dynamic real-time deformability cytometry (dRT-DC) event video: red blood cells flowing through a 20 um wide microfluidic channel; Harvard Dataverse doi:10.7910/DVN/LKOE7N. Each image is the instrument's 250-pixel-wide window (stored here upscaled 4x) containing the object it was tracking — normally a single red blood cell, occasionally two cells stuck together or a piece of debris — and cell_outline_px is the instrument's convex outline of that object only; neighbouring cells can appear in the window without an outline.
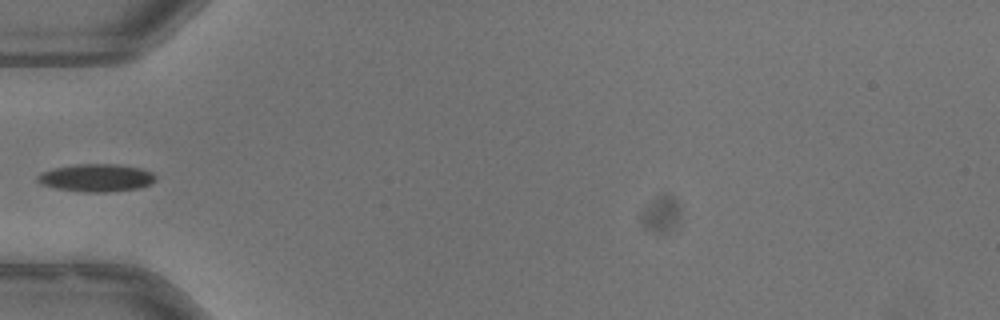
{"species": "common noctule bat (a hibernating species)", "species_latin": "Nyctalus noctula", "temperature_condition": "warm", "stored_images_in_passage": 30, "camera_frame_rate_fps": 3000, "um_per_image_px": 0.085, "animal": {"sex": "male", "body_mass_g": 13.3}, "frame": {"image": 1, "passage_image": 1, "time_ms": 0.0, "image_size_px": [1000, 320], "cell_outline_px": [[156, 180], [152, 184], [136, 188], [108, 192], [84, 192], [56, 188], [44, 184], [36, 180], [36, 176], [44, 172], [56, 168], [76, 164], [120, 164], [140, 168], [152, 172], [156, 176]], "centroid_in_image_um": [8.24, 15.11], "position_along_channel_um": 76.8, "area_um2": 18.9}}